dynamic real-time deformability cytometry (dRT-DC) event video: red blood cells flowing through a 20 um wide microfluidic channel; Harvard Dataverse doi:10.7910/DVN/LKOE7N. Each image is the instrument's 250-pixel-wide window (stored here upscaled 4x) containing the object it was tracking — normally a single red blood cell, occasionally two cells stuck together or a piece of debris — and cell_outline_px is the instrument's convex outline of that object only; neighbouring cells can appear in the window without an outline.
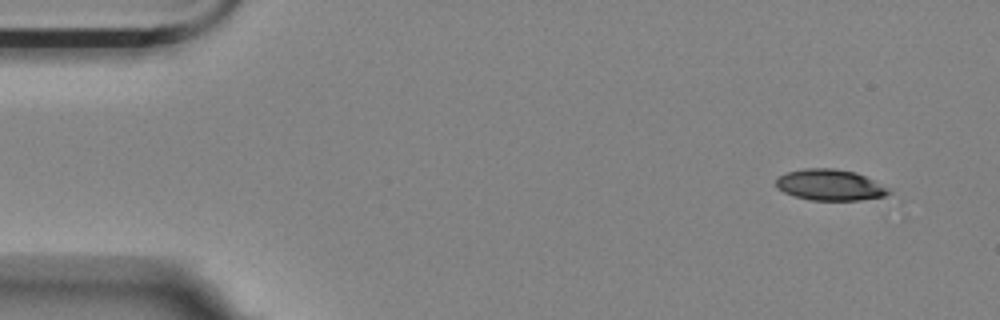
{"species": "Egyptian fruit bat (a non-hibernating species)", "species_latin": "Rousettus aegyptiacus", "temperature_condition": "room temperature", "stored_images_in_passage": 5, "camera_frame_rate_fps": 3000, "um_per_image_px": 0.085, "animal": {"sex": "female"}, "frame": {"image": 1, "passage_image": 1, "time_ms": 0.0, "image_size_px": [1000, 320], "cell_outline_px": [[892, 192], [884, 196], [860, 200], [808, 200], [784, 192], [776, 188], [776, 180], [780, 176], [788, 172], [804, 168], [832, 168], [856, 172], [892, 188]], "centroid_in_image_um": [70.59, 15.72], "position_along_channel_um": 14.4, "area_um2": 20.52}}
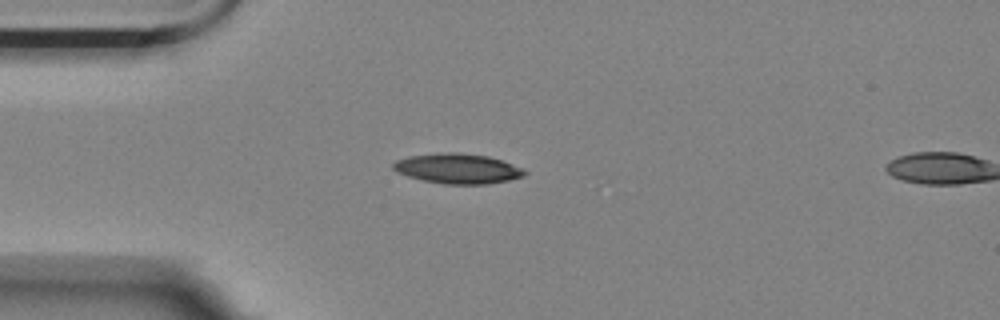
{"frame": {"image": 2, "passage_image": 4, "time_ms": 3.333, "image_size_px": [1000, 320], "cell_outline_px": [[528, 172], [524, 176], [508, 180], [484, 184], [444, 184], [424, 180], [408, 176], [396, 172], [392, 168], [392, 164], [396, 160], [408, 156], [440, 152], [460, 152], [488, 156], [524, 168]], "centroid_in_image_um": [38.89, 14.32], "position_along_channel_um": 46.1, "area_um2": 23.06}}